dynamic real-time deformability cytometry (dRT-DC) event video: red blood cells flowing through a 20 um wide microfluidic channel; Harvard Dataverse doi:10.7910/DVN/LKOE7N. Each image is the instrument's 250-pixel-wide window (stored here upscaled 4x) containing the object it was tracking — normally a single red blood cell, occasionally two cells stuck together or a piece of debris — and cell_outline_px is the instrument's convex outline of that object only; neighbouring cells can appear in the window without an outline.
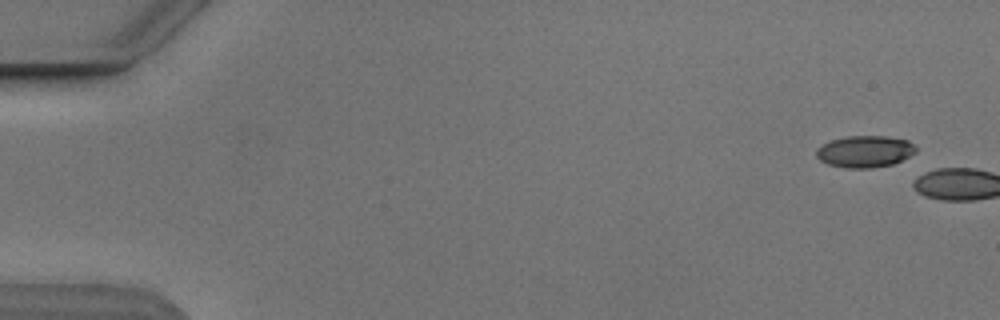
{"species": "Egyptian fruit bat (a non-hibernating species)", "species_latin": "Rousettus aegyptiacus", "temperature_condition": "cold", "stored_images_in_passage": 2, "camera_frame_rate_fps": 3000, "um_per_image_px": 0.085, "animal": {"sex": "male"}, "frame": {"image": 1, "passage_image": 1, "time_ms": 0.0, "image_size_px": [1000, 320], "cell_outline_px": [[916, 152], [892, 164], [868, 168], [848, 168], [828, 164], [820, 160], [816, 156], [816, 148], [832, 140], [844, 136], [888, 136], [908, 140], [916, 148]], "centroid_in_image_um": [73.49, 12.86], "position_along_channel_um": 11.5, "area_um2": 18.26}}